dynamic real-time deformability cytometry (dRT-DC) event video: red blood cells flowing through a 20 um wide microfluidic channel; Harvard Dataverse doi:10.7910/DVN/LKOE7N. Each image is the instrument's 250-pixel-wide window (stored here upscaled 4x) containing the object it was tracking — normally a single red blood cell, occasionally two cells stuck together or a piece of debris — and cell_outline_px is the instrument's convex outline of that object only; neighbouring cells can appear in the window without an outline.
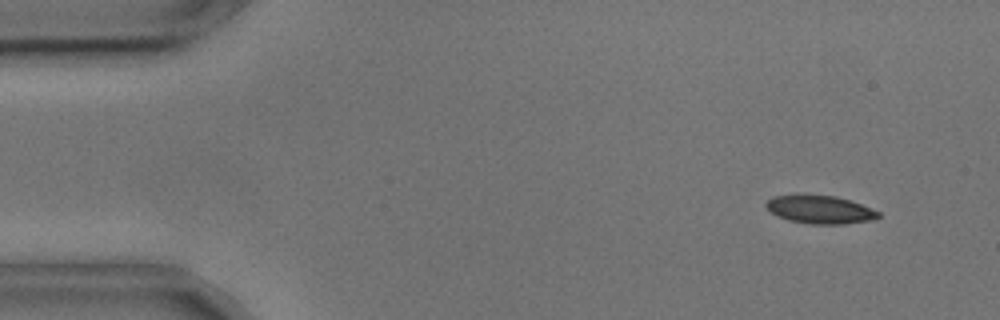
{"species": "common noctule bat (a hibernating species)", "species_latin": "Nyctalus noctula", "temperature_condition": "cold", "stored_images_in_passage": 4, "camera_frame_rate_fps": 3000, "um_per_image_px": 0.085, "animal": {"sex": "male", "body_mass_g": 17.9, "forearm_length_mm": 54.2}, "frame": {"image": 1, "passage_image": 1, "time_ms": 0.0, "image_size_px": [1000, 320], "cell_outline_px": [[880, 216], [868, 220], [844, 224], [812, 224], [788, 220], [772, 212], [764, 204], [772, 196], [804, 192], [836, 196], [860, 204], [880, 212]], "centroid_in_image_um": [69.64, 17.76], "position_along_channel_um": 15.4, "area_um2": 18.67}}